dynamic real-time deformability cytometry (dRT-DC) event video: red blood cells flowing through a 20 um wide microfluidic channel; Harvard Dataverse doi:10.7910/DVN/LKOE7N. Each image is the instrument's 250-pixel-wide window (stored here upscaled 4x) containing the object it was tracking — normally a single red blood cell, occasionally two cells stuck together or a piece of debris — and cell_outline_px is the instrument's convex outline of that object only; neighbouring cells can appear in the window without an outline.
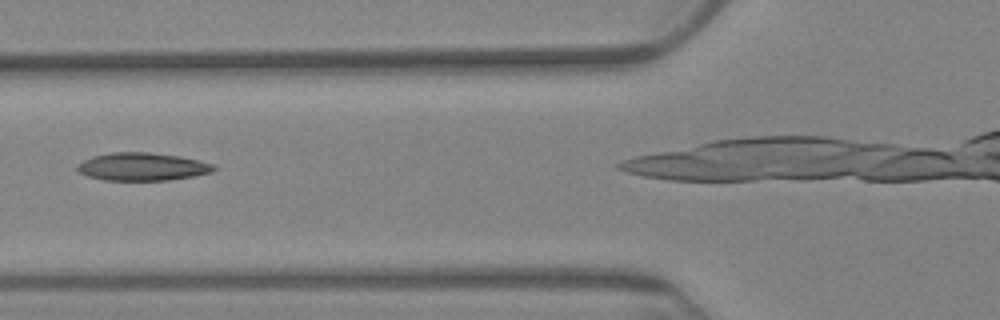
{"species": "Egyptian fruit bat (a non-hibernating species)", "species_latin": "Rousettus aegyptiacus", "temperature_condition": "warm", "stored_images_in_passage": 7, "camera_frame_rate_fps": 3000, "um_per_image_px": 0.085, "animal": {"sex": "female"}, "frame": {"image": 1, "passage_image": 4, "time_ms": 3.667, "image_size_px": [1000, 320], "cell_outline_px": [[216, 168], [212, 172], [196, 176], [168, 180], [104, 180], [88, 176], [80, 172], [76, 168], [76, 164], [92, 156], [112, 152], [148, 152], [180, 156], [216, 164]], "centroid_in_image_um": [12.12, 14.16], "position_along_channel_um": 113.7, "area_um2": 22.31}}
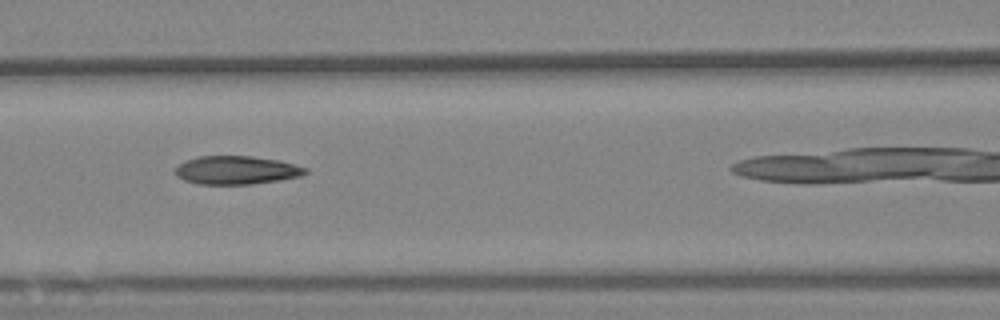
{"frame": {"image": 2, "passage_image": 5, "time_ms": 4.667, "image_size_px": [1000, 320], "cell_outline_px": [[308, 172], [300, 176], [280, 180], [252, 184], [196, 184], [184, 180], [176, 176], [176, 168], [180, 164], [188, 160], [200, 156], [252, 156], [276, 160], [308, 168]], "centroid_in_image_um": [20.1, 14.47], "position_along_channel_um": 146.5, "area_um2": 21.33}}
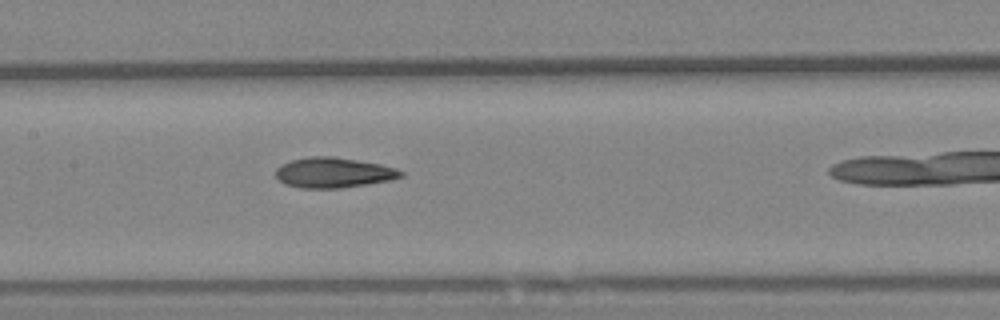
{"frame": {"image": 3, "passage_image": 6, "time_ms": 5.667, "image_size_px": [1000, 320], "cell_outline_px": [[404, 176], [388, 180], [340, 188], [300, 188], [284, 184], [276, 176], [276, 168], [280, 164], [292, 160], [312, 156], [332, 156], [380, 164], [396, 168], [404, 172]], "centroid_in_image_um": [28.32, 14.67], "position_along_channel_um": 179.1, "area_um2": 21.91}}